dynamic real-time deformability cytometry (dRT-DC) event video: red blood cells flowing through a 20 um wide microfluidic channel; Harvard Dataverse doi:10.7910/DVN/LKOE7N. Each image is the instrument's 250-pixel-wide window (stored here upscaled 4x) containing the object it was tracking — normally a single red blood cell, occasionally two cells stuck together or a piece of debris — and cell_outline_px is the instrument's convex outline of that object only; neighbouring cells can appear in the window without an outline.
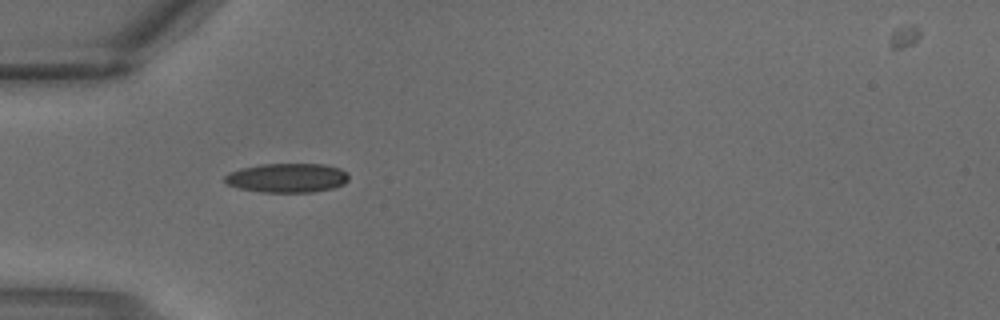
{"species": "common noctule bat (a hibernating species)", "species_latin": "Nyctalus noctula", "temperature_condition": "warm", "stored_images_in_passage": 3, "camera_frame_rate_fps": 3000, "um_per_image_px": 0.085, "animal": {"sex": "male", "body_mass_g": 18.8}, "frame": {"image": 1, "passage_image": 3, "time_ms": 0.667, "image_size_px": [1000, 320], "cell_outline_px": [[348, 180], [344, 184], [332, 188], [312, 192], [260, 192], [240, 188], [228, 184], [224, 180], [224, 176], [228, 172], [240, 168], [260, 164], [324, 164], [340, 168], [348, 172]], "centroid_in_image_um": [24.41, 15.11], "position_along_channel_um": 60.6, "area_um2": 21.21}}